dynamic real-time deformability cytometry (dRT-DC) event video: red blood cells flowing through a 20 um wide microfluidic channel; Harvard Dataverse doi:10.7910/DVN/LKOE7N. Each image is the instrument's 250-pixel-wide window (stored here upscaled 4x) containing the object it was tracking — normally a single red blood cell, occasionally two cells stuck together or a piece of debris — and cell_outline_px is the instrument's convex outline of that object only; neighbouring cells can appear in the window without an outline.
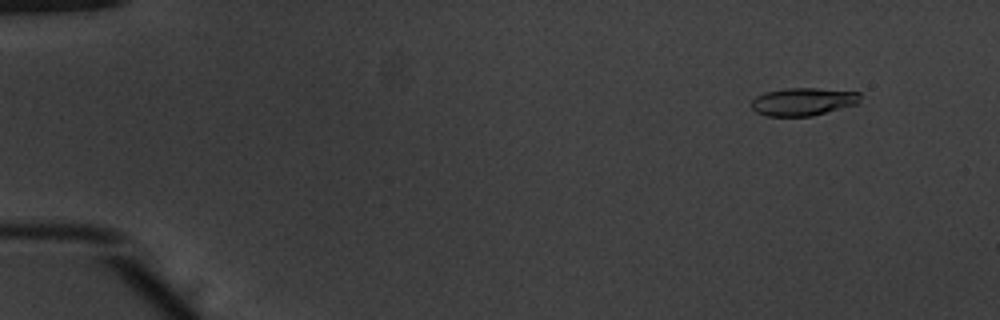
{"species": "common noctule bat (a hibernating species)", "species_latin": "Nyctalus noctula", "temperature_condition": "warm", "stored_images_in_passage": 54, "camera_frame_rate_fps": 3000, "um_per_image_px": 0.085, "animal": {"sex": "male", "body_mass_g": 20.1, "forearm_length_mm": 53.5}, "frame": {"image": 1, "passage_image": 6, "time_ms": 1.667, "image_size_px": [1000, 320], "cell_outline_px": [[860, 100], [856, 104], [812, 116], [768, 116], [756, 112], [752, 108], [752, 100], [756, 96], [764, 92], [788, 88], [816, 88], [860, 92]], "centroid_in_image_um": [68.25, 8.64], "position_along_channel_um": 16.7, "area_um2": 17.57}}
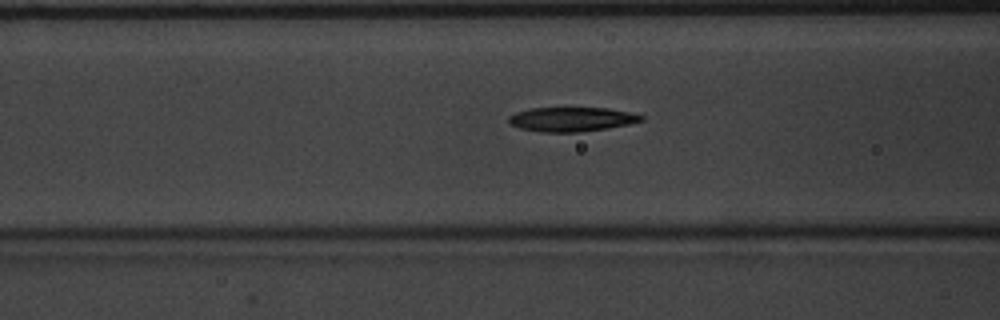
{"frame": {"image": 2, "passage_image": 23, "time_ms": 7.333, "image_size_px": [1000, 320], "cell_outline_px": [[644, 120], [628, 124], [608, 128], [580, 132], [540, 132], [520, 128], [512, 124], [508, 120], [508, 116], [516, 112], [532, 108], [608, 108], [628, 112], [644, 116]], "centroid_in_image_um": [48.58, 10.14], "position_along_channel_um": 118.0, "area_um2": 18.67}}
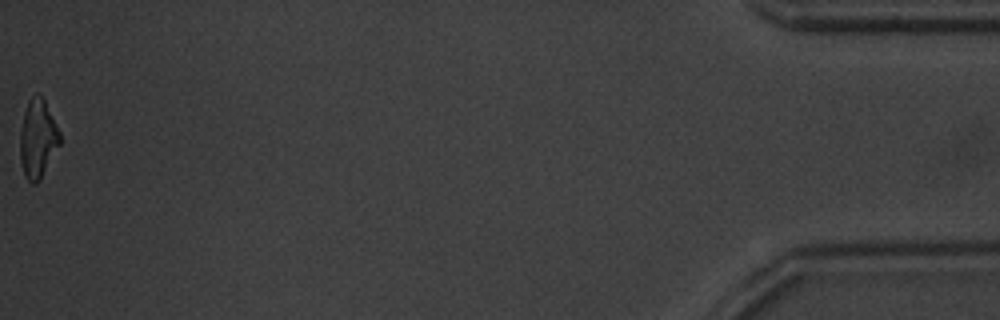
{"frame": {"image": 3, "passage_image": 54, "time_ms": 17.667, "image_size_px": [1000, 320], "cell_outline_px": [[60, 144], [40, 180], [36, 184], [32, 184], [24, 176], [20, 160], [20, 132], [24, 112], [28, 100], [32, 96], [40, 96], [44, 100], [60, 132]], "centroid_in_image_um": [3.2, 11.84], "position_along_channel_um": 432.0, "area_um2": 18.03}, "authors_computed_cell_mechanics": {"area_um2": 18.7561, "velocity_mm_per_s": 3.9122, "shape_relaxation_time_tau1_ms": 4.7184, "shape_relaxation_time_tau2_ms": 4.5888, "deformation_change_tau1": 0.1698, "deformation_change_tau2": 0.1517}}